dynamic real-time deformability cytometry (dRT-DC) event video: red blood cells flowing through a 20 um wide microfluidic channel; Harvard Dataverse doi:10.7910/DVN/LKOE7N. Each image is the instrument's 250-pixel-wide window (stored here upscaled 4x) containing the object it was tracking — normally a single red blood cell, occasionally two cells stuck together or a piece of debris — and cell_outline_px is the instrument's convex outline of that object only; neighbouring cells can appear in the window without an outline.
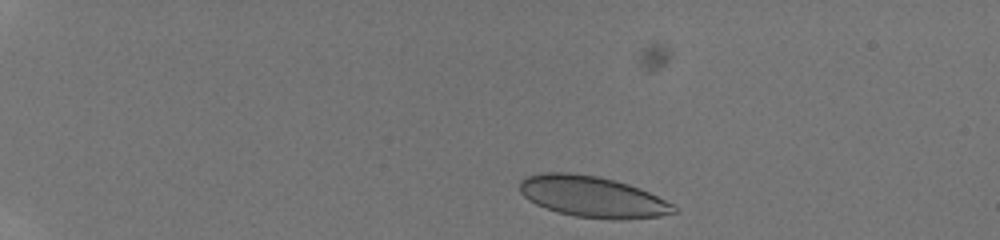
{"species": "human", "species_latin": "Homo sapiens", "temperature_condition": "room temperature", "stored_images_in_passage": 43, "camera_frame_rate_fps": 3000, "um_per_image_px": 0.085, "donor": {"sex": "male"}, "frame": {"image": 1, "passage_image": 7, "time_ms": 2.0, "image_size_px": [1000, 240], "cell_outline_px": [[680, 212], [660, 216], [624, 220], [612, 220], [576, 216], [556, 212], [544, 208], [528, 200], [520, 192], [520, 180], [524, 176], [540, 172], [572, 172], [596, 176], [628, 184], [640, 188], [672, 204]], "centroid_in_image_um": [50.33, 16.72], "position_along_channel_um": 34.7, "area_um2": 37.17}}
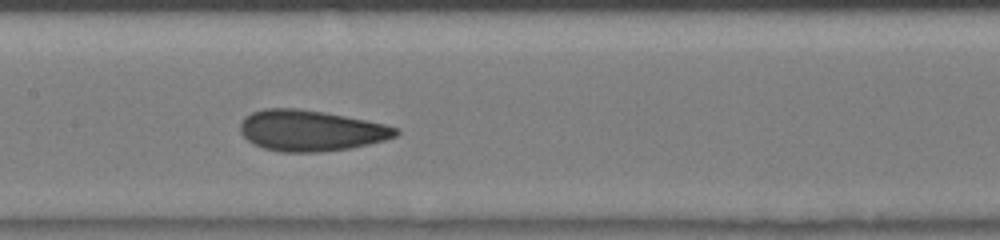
{"frame": {"image": 2, "passage_image": 23, "time_ms": 7.333, "image_size_px": [1000, 240], "cell_outline_px": [[400, 132], [396, 136], [384, 140], [368, 144], [348, 148], [320, 152], [280, 152], [264, 148], [252, 144], [240, 132], [240, 124], [244, 116], [252, 112], [264, 108], [296, 108], [324, 112], [384, 124], [400, 128]], "centroid_in_image_um": [26.38, 11.1], "position_along_channel_um": 181.0, "area_um2": 37.05}}
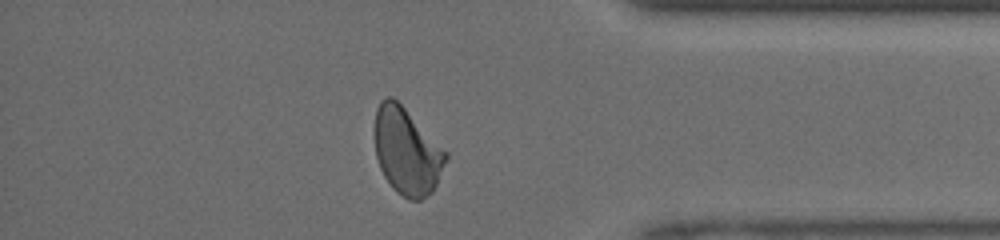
{"frame": {"image": 3, "passage_image": 38, "time_ms": 12.333, "image_size_px": [1000, 240], "cell_outline_px": [[448, 156], [436, 184], [432, 192], [420, 200], [408, 200], [396, 192], [392, 188], [384, 176], [380, 168], [376, 156], [372, 128], [376, 108], [380, 100], [388, 96], [392, 96], [448, 152]], "centroid_in_image_um": [34.53, 12.85], "position_along_channel_um": 400.7, "area_um2": 36.24}}